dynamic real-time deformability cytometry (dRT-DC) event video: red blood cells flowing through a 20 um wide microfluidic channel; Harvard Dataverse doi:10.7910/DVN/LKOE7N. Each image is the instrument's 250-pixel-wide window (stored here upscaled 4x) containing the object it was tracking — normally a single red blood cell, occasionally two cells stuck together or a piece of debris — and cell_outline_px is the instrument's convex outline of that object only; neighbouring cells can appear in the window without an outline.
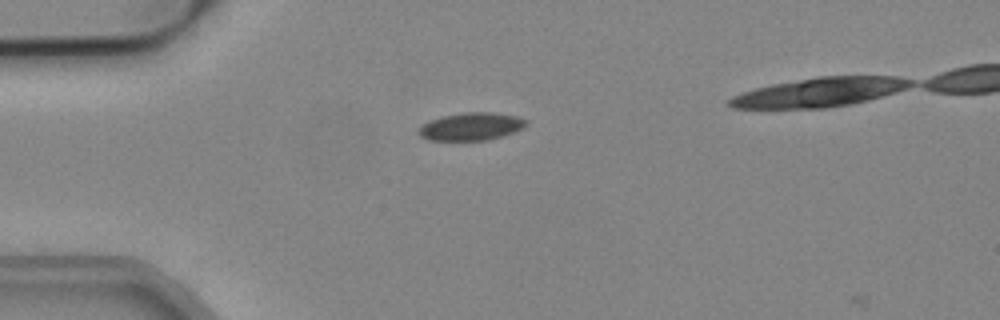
{"species": "common noctule bat (a hibernating species)", "species_latin": "Nyctalus noctula", "temperature_condition": "cold", "stored_images_in_passage": 50, "camera_frame_rate_fps": 3000, "um_per_image_px": 0.085, "animal": {"sex": "male", "body_mass_g": 19.2, "forearm_length_mm": 51.8}, "frame": {"image": 1, "passage_image": 14, "time_ms": 4.333, "image_size_px": [1000, 320], "cell_outline_px": [[528, 124], [524, 128], [488, 140], [428, 140], [420, 136], [416, 132], [424, 124], [440, 116], [464, 112], [492, 112], [516, 116], [528, 120]], "centroid_in_image_um": [40.06, 10.74], "position_along_channel_um": 44.9, "area_um2": 17.34}}
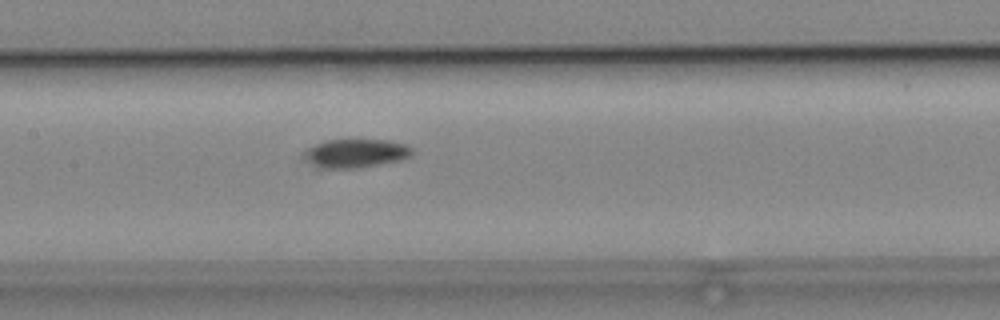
{"frame": {"image": 2, "passage_image": 26, "time_ms": 8.333, "image_size_px": [1000, 320], "cell_outline_px": [[412, 156], [400, 160], [360, 168], [328, 168], [316, 164], [304, 152], [308, 148], [324, 140], [388, 140], [408, 144], [412, 148]], "centroid_in_image_um": [30.37, 13.01], "position_along_channel_um": 177.0, "area_um2": 17.57}}
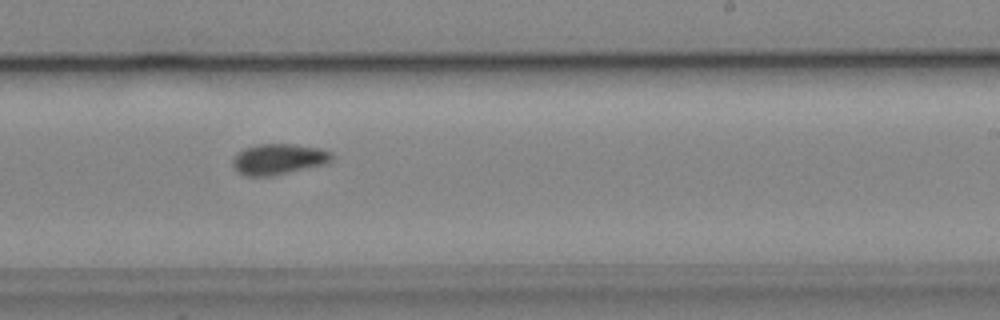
{"frame": {"image": 3, "passage_image": 33, "time_ms": 10.667, "image_size_px": [1000, 320], "cell_outline_px": [[336, 156], [328, 164], [272, 176], [244, 176], [236, 172], [232, 168], [232, 160], [236, 152], [244, 148], [260, 144], [296, 144], [320, 148], [332, 152]], "centroid_in_image_um": [23.69, 13.53], "position_along_channel_um": 265.3, "area_um2": 18.32}}